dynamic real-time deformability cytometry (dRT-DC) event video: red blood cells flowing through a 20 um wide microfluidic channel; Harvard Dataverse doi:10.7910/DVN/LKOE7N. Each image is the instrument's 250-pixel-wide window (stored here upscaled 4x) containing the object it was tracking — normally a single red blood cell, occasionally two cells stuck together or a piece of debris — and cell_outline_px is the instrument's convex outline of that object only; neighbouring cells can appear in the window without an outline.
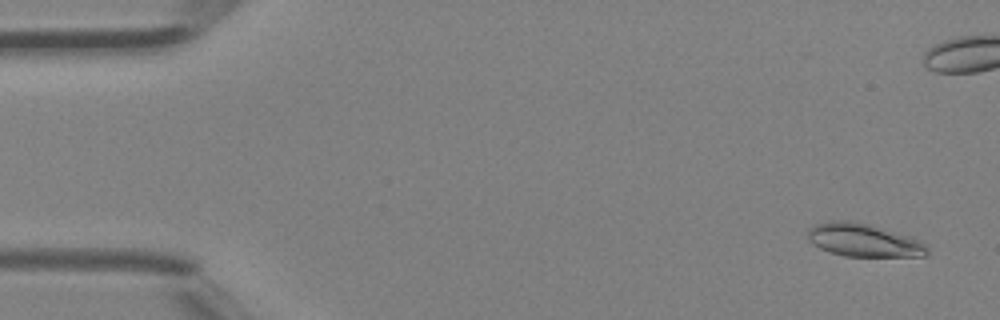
{"species": "Egyptian fruit bat (a non-hibernating species)", "species_latin": "Rousettus aegyptiacus", "temperature_condition": "room temperature", "stored_images_in_passage": 5, "camera_frame_rate_fps": 3000, "um_per_image_px": 0.085, "animal": {"sex": "female"}, "frame": {"image": 1, "passage_image": 1, "time_ms": 0.0, "image_size_px": [1000, 320], "cell_outline_px": [[928, 252], [924, 256], [844, 256], [828, 252], [812, 244], [808, 240], [808, 228], [816, 224], [832, 220], [852, 220], [868, 224], [912, 236], [924, 244], [928, 248]], "centroid_in_image_um": [73.38, 20.41], "position_along_channel_um": 11.6, "area_um2": 23.12}}